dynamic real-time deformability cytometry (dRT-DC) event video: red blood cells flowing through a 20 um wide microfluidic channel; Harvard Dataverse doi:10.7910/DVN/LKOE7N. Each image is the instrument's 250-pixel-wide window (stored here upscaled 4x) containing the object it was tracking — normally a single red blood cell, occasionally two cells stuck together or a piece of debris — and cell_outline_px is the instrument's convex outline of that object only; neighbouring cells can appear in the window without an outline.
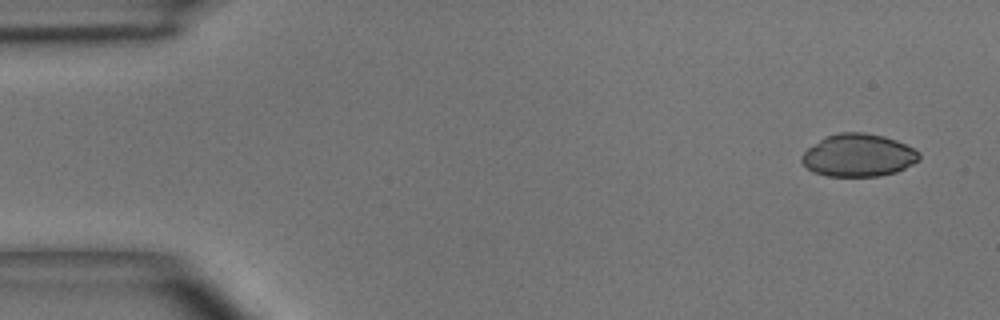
{"species": "common noctule bat (a hibernating species)", "species_latin": "Nyctalus noctula", "temperature_condition": "room temperature", "stored_images_in_passage": 4, "camera_frame_rate_fps": 3000, "um_per_image_px": 0.085, "animal": {"sex": "male", "body_mass_g": 15.6}, "frame": {"image": 1, "passage_image": 1, "time_ms": 0.0, "image_size_px": [1000, 320], "cell_outline_px": [[920, 160], [896, 172], [880, 176], [828, 176], [812, 172], [800, 160], [800, 156], [808, 148], [824, 136], [840, 132], [864, 132], [884, 136], [896, 140], [920, 152]], "centroid_in_image_um": [72.94, 13.2], "position_along_channel_um": 12.1, "area_um2": 29.3}}
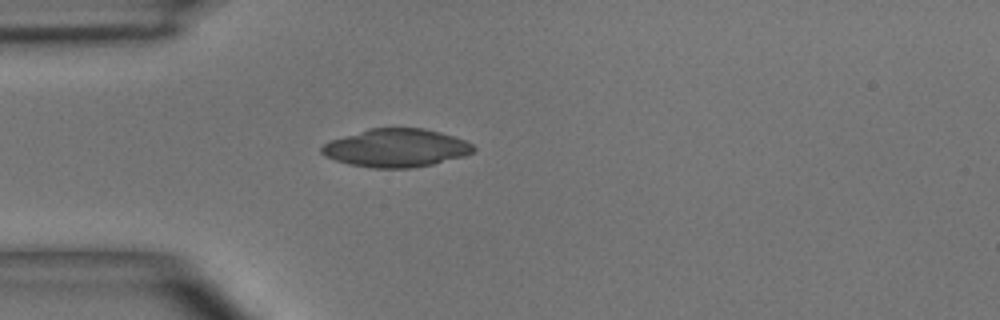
{"frame": {"image": 2, "passage_image": 4, "time_ms": 3.667, "image_size_px": [1000, 320], "cell_outline_px": [[476, 152], [464, 156], [432, 164], [412, 168], [372, 168], [348, 164], [324, 156], [320, 152], [320, 148], [324, 144], [332, 140], [368, 128], [424, 128], [440, 132], [464, 140], [472, 144], [476, 148]], "centroid_in_image_um": [33.68, 12.58], "position_along_channel_um": 51.3, "area_um2": 33.76}}